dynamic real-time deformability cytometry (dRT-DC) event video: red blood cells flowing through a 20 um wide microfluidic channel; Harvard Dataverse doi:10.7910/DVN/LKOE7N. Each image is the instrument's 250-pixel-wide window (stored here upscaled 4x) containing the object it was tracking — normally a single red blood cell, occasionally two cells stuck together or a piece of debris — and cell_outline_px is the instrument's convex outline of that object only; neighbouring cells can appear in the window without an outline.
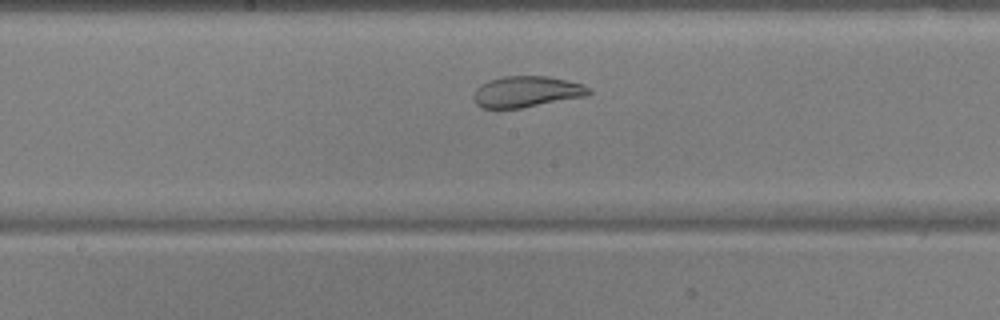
{"species": "common noctule bat (a hibernating species)", "species_latin": "Nyctalus noctula", "temperature_condition": "warm", "stored_images_in_passage": 42, "camera_frame_rate_fps": 3000, "um_per_image_px": 0.085, "animal": {"sex": "male", "body_mass_g": 17.9, "forearm_length_mm": 54.2}, "frame": {"image": 1, "passage_image": 17, "time_ms": 5.333, "image_size_px": [1000, 320], "cell_outline_px": [[592, 92], [588, 96], [520, 108], [480, 108], [476, 104], [472, 96], [476, 88], [480, 84], [488, 80], [504, 76], [548, 76], [584, 84], [592, 88]], "centroid_in_image_um": [44.77, 7.79], "position_along_channel_um": 203.4, "area_um2": 21.15}}
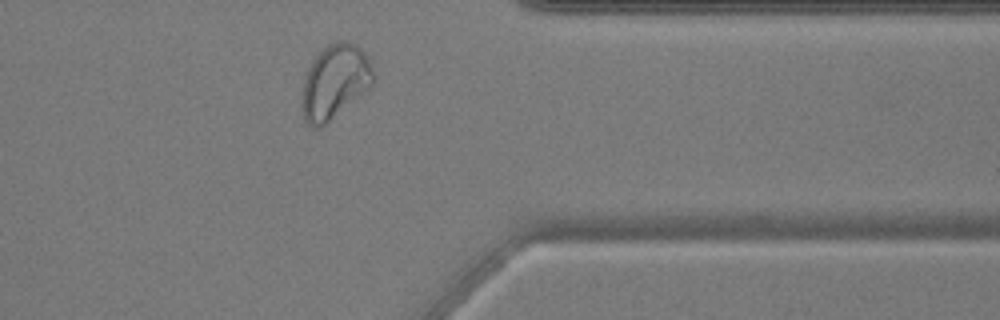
{"frame": {"image": 2, "passage_image": 32, "time_ms": 10.333, "image_size_px": [1000, 320], "cell_outline_px": [[376, 76], [372, 84], [368, 88], [320, 128], [312, 128], [304, 120], [300, 104], [304, 76], [312, 60], [328, 44], [336, 40], [344, 40], [356, 44], [364, 52]], "centroid_in_image_um": [28.42, 6.94], "position_along_channel_um": 383.0, "area_um2": 30.81}}
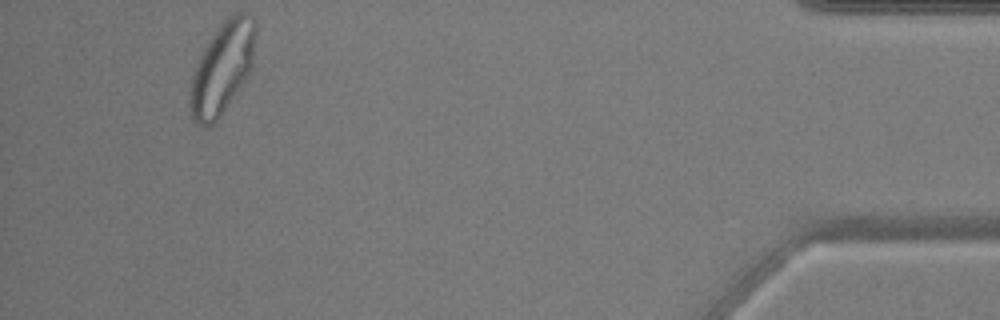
{"frame": {"image": 3, "passage_image": 39, "time_ms": 12.667, "image_size_px": [1000, 320], "cell_outline_px": [[256, 28], [252, 68], [248, 76], [216, 120], [208, 128], [204, 128], [192, 116], [188, 92], [192, 76], [200, 56], [208, 40], [220, 24], [232, 12], [244, 12], [252, 16], [256, 20]], "centroid_in_image_um": [18.9, 5.73], "position_along_channel_um": 416.3, "area_um2": 34.85}, "authors_computed_cell_mechanics": {"area_um2": 25.4609, "velocity_mm_per_s": 3.751, "shape_relaxation_time_tau1_ms": null, "shape_relaxation_time_tau2_ms": 1.1022, "deformation_change_tau1": null, "deformation_change_tau2": 0.0457}}